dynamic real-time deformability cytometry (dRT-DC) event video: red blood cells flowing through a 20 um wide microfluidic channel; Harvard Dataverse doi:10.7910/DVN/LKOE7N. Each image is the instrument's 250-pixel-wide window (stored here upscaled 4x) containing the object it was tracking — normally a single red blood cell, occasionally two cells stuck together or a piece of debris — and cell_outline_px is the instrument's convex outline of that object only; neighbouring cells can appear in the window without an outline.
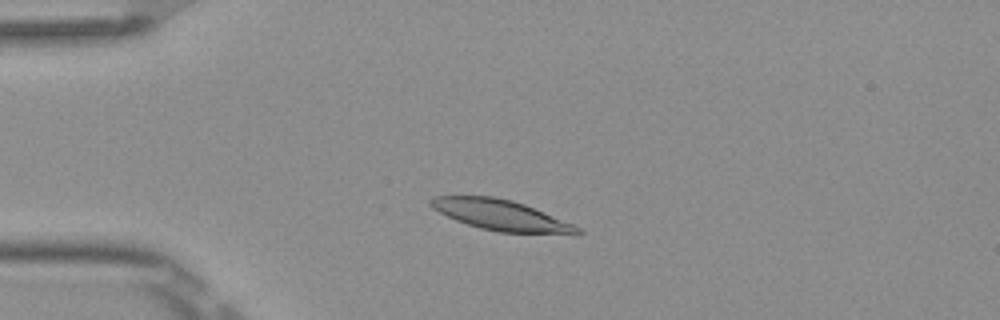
{"species": "Egyptian fruit bat (a non-hibernating species)", "species_latin": "Rousettus aegyptiacus", "temperature_condition": "room temperature", "stored_images_in_passage": 7, "camera_frame_rate_fps": 3000, "um_per_image_px": 0.085, "frame": {"image": 1, "passage_image": 3, "time_ms": 0.667, "image_size_px": [1000, 320], "cell_outline_px": [[584, 232], [580, 236], [576, 236], [500, 232], [480, 228], [456, 220], [432, 208], [428, 204], [428, 200], [432, 196], [492, 196], [512, 200], [524, 204], [572, 224], [580, 228]], "centroid_in_image_um": [42.66, 18.32], "position_along_channel_um": 42.3, "area_um2": 26.47}}
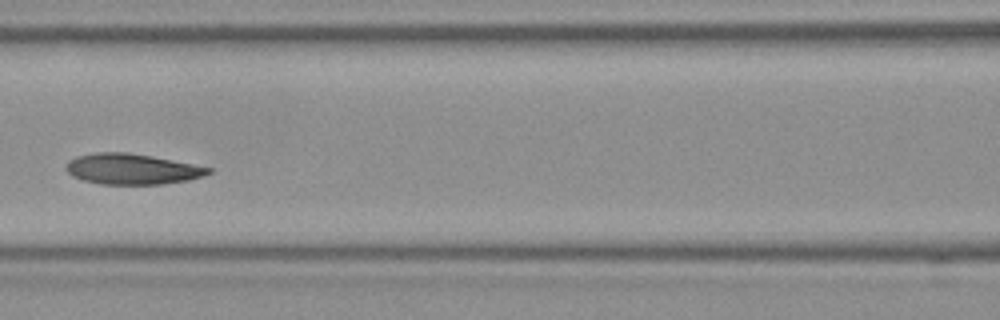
{"frame": {"image": 2, "passage_image": 6, "time_ms": 1.667, "image_size_px": [1000, 320], "cell_outline_px": [[212, 172], [204, 176], [188, 180], [160, 184], [100, 184], [84, 180], [72, 176], [64, 168], [64, 164], [68, 160], [76, 156], [96, 152], [128, 152], [152, 156], [212, 168]], "centroid_in_image_um": [11.18, 14.36], "position_along_channel_um": 155.4, "area_um2": 25.49}}
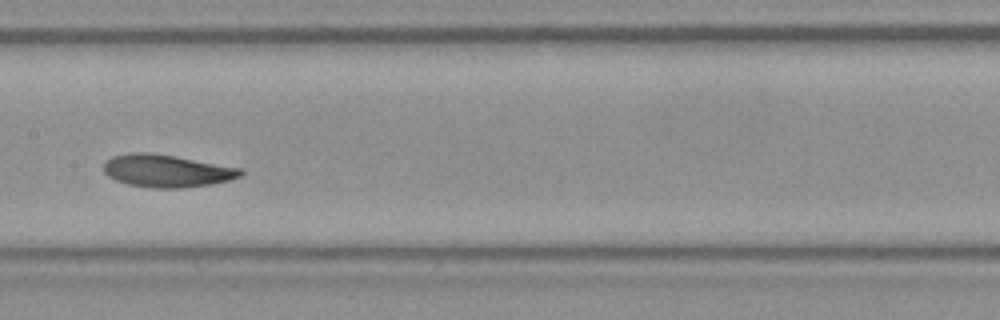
{"frame": {"image": 3, "passage_image": 7, "time_ms": 2.0, "image_size_px": [1000, 320], "cell_outline_px": [[244, 172], [240, 176], [228, 180], [208, 184], [180, 188], [152, 188], [128, 184], [116, 180], [108, 176], [104, 172], [104, 164], [112, 156], [132, 152], [148, 152], [176, 156], [240, 168]], "centroid_in_image_um": [14.14, 14.51], "position_along_channel_um": 193.3, "area_um2": 25.72}}